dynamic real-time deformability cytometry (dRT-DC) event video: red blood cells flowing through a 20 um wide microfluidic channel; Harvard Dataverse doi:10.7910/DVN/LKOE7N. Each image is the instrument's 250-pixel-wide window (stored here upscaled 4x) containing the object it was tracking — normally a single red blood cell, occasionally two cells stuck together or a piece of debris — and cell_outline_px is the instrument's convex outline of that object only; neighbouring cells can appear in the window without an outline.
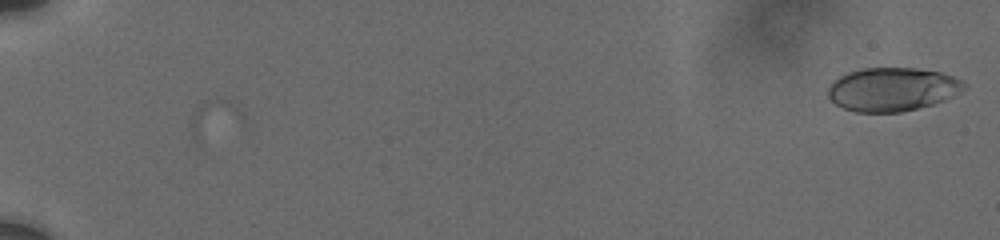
{"species": "human", "species_latin": "Homo sapiens", "temperature_condition": "cold", "stored_images_in_passage": 9, "camera_frame_rate_fps": 3000, "um_per_image_px": 0.085, "donor": {"sex": "male"}, "frame": {"image": 1, "passage_image": 1, "time_ms": 0.0, "image_size_px": [1000, 240], "cell_outline_px": [[968, 88], [944, 100], [932, 104], [900, 112], [856, 112], [844, 108], [836, 104], [828, 96], [828, 88], [840, 76], [848, 72], [860, 68], [916, 68], [940, 72], [952, 76], [968, 84]], "centroid_in_image_um": [75.87, 7.58], "position_along_channel_um": 9.1, "area_um2": 34.39}}